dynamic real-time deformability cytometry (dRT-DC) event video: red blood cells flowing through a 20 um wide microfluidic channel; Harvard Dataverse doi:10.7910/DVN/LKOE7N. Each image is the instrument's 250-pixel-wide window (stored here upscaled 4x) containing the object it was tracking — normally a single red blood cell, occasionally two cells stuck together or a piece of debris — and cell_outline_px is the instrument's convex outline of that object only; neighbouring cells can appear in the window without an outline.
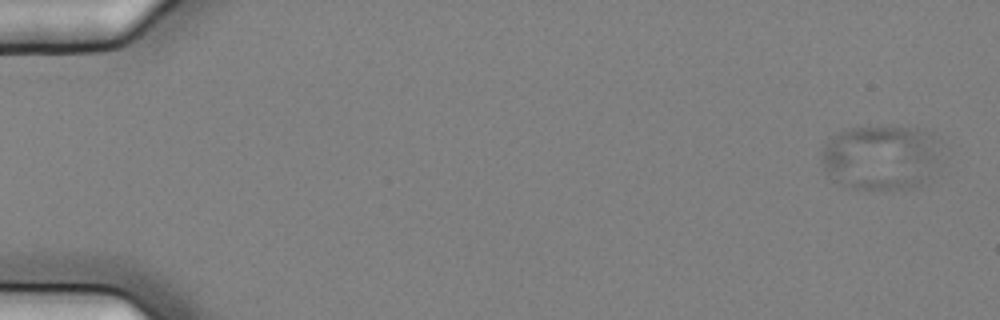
{"species": "common noctule bat (a hibernating species)", "species_latin": "Nyctalus noctula", "temperature_condition": "cold", "stored_images_in_passage": 6, "camera_frame_rate_fps": 3000, "um_per_image_px": 0.085, "animal": {"sex": "female", "body_mass_g": 25.1}, "frame": {"image": 1, "passage_image": 1, "time_ms": 0.0, "image_size_px": [1000, 320], "cell_outline_px": [[940, 140], [936, 156], [928, 184], [916, 188], [852, 188], [832, 180], [824, 172], [820, 160], [820, 152], [824, 144], [836, 132], [848, 128], [916, 128], [932, 132]], "centroid_in_image_um": [74.83, 13.38], "position_along_channel_um": 10.2, "area_um2": 45.43}}